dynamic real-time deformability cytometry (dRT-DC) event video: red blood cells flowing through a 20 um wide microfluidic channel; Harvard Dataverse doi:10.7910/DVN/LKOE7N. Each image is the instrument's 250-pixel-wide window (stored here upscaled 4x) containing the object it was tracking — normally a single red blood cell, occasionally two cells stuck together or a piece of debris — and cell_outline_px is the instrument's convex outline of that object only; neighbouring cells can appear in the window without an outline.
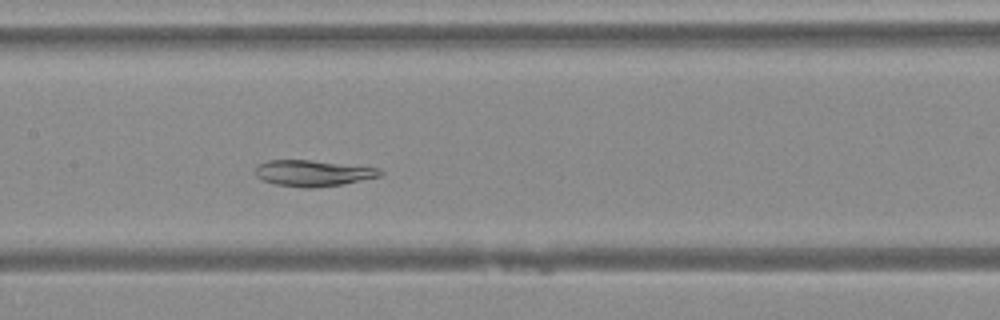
{"species": "Egyptian fruit bat (a non-hibernating species)", "species_latin": "Rousettus aegyptiacus", "temperature_condition": "warm", "stored_images_in_passage": 35, "camera_frame_rate_fps": 3000, "um_per_image_px": 0.085, "animal": {"sex": "female"}, "frame": {"image": 1, "passage_image": 10, "time_ms": 3.0, "image_size_px": [1000, 320], "cell_outline_px": [[384, 172], [380, 176], [344, 184], [316, 188], [304, 188], [276, 184], [264, 180], [256, 176], [256, 164], [268, 160], [312, 160], [380, 168]], "centroid_in_image_um": [26.62, 14.71], "position_along_channel_um": 180.8, "area_um2": 19.07}}
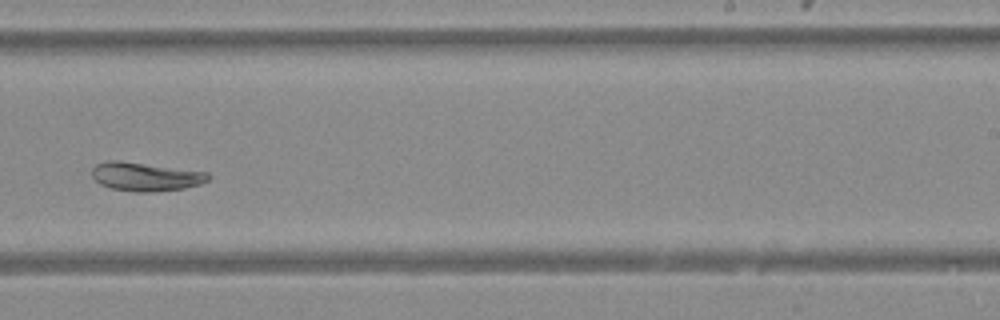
{"frame": {"image": 2, "passage_image": 17, "time_ms": 5.333, "image_size_px": [1000, 320], "cell_outline_px": [[212, 176], [208, 180], [200, 184], [184, 188], [152, 192], [132, 192], [112, 188], [100, 184], [92, 176], [92, 168], [96, 164], [108, 160], [116, 160], [208, 172]], "centroid_in_image_um": [12.37, 15.02], "position_along_channel_um": 276.6, "area_um2": 19.36}}
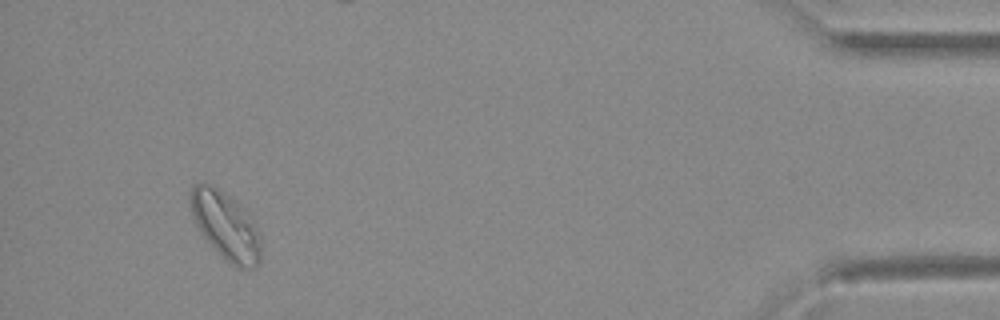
{"frame": {"image": 3, "passage_image": 32, "time_ms": 10.333, "image_size_px": [1000, 320], "cell_outline_px": [[260, 264], [256, 268], [244, 272], [236, 268], [224, 260], [200, 232], [192, 216], [188, 200], [188, 196], [192, 184], [212, 184], [232, 196], [256, 224], [260, 232]], "centroid_in_image_um": [19.19, 19.22], "position_along_channel_um": 416.0, "area_um2": 28.67}}